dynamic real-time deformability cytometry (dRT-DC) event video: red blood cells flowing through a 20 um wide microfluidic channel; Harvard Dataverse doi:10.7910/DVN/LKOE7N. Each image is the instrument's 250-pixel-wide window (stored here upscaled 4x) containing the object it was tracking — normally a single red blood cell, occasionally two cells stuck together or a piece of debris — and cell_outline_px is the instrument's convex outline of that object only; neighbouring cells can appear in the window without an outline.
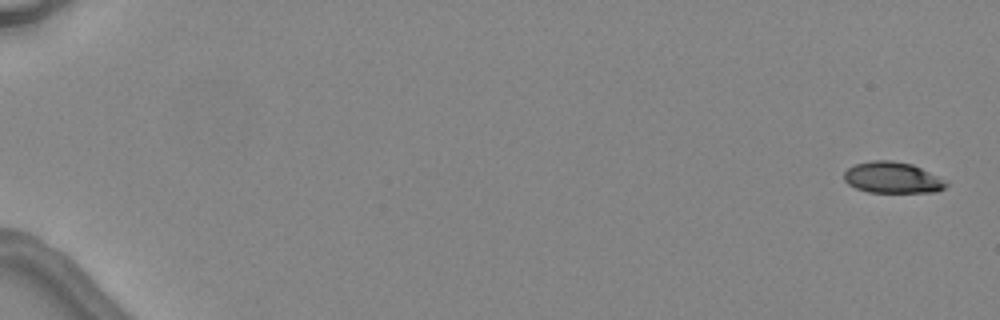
{"species": "common noctule bat (a hibernating species)", "species_latin": "Nyctalus noctula", "temperature_condition": "warm", "stored_images_in_passage": 6, "camera_frame_rate_fps": 3000, "um_per_image_px": 0.085, "animal": {"sex": "female", "body_mass_g": 24.6, "forearm_length_mm": 56.2}, "frame": {"image": 1, "passage_image": 1, "time_ms": 0.0, "image_size_px": [1000, 320], "cell_outline_px": [[948, 184], [944, 188], [936, 192], [868, 192], [856, 188], [848, 184], [844, 180], [844, 172], [848, 168], [856, 164], [872, 160], [892, 160], [912, 164], [948, 180]], "centroid_in_image_um": [75.88, 15.09], "position_along_channel_um": 9.1, "area_um2": 18.67}}
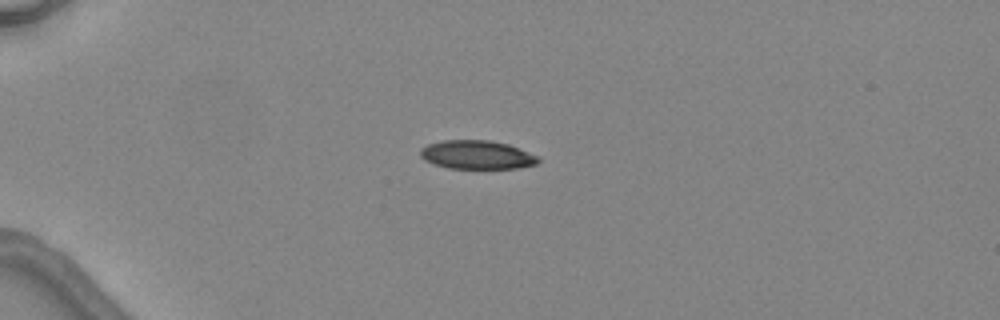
{"frame": {"image": 2, "passage_image": 4, "time_ms": 4.333, "image_size_px": [1000, 320], "cell_outline_px": [[540, 160], [536, 164], [516, 168], [448, 168], [432, 164], [424, 160], [420, 156], [420, 148], [428, 144], [444, 140], [488, 140], [508, 144], [540, 156]], "centroid_in_image_um": [40.52, 13.15], "position_along_channel_um": 44.5, "area_um2": 19.77}}